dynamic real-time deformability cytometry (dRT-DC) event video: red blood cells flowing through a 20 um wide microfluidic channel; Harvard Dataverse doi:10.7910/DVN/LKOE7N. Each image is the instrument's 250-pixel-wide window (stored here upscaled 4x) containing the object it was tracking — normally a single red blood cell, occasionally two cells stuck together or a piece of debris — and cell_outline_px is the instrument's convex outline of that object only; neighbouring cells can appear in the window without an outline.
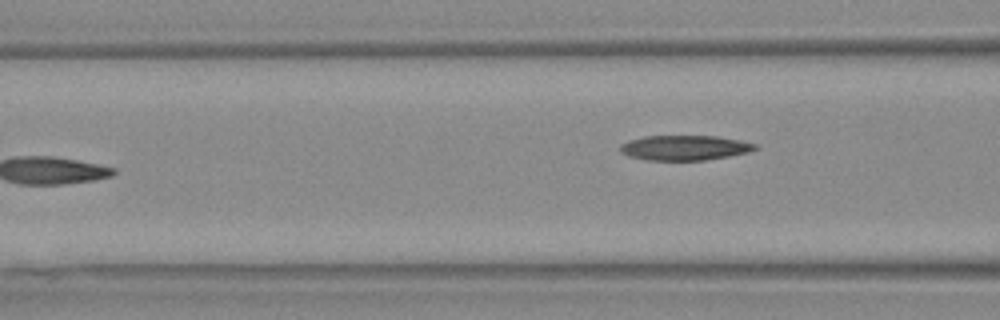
{"species": "Egyptian fruit bat (a non-hibernating species)", "species_latin": "Rousettus aegyptiacus", "temperature_condition": "warm", "stored_images_in_passage": 6, "camera_frame_rate_fps": 3000, "um_per_image_px": 0.085, "animal": {"sex": "female"}, "frame": {"image": 1, "passage_image": 6, "time_ms": 1.667, "image_size_px": [1000, 320], "cell_outline_px": [[756, 148], [748, 152], [728, 156], [704, 160], [648, 160], [628, 156], [620, 152], [620, 144], [628, 140], [644, 136], [716, 136], [740, 140], [756, 144]], "centroid_in_image_um": [58.14, 12.55], "position_along_channel_um": 108.5, "area_um2": 19.54}}